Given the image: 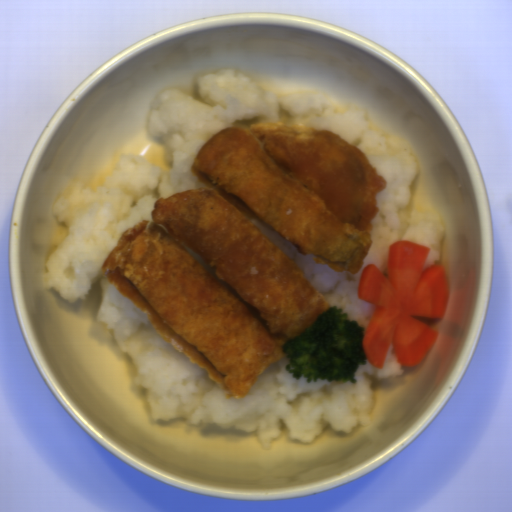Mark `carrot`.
Returning <instances> with one entry per match:
<instances>
[{"label":"carrot","instance_id":"b8716197","mask_svg":"<svg viewBox=\"0 0 512 512\" xmlns=\"http://www.w3.org/2000/svg\"><path fill=\"white\" fill-rule=\"evenodd\" d=\"M429 250L398 240L389 245L387 276L369 263L359 277L358 299L375 306L361 348L378 369H384L390 346L398 364L416 366L437 340L440 330L420 318L443 320L451 289L444 265L425 268Z\"/></svg>","mask_w":512,"mask_h":512}]
</instances>
